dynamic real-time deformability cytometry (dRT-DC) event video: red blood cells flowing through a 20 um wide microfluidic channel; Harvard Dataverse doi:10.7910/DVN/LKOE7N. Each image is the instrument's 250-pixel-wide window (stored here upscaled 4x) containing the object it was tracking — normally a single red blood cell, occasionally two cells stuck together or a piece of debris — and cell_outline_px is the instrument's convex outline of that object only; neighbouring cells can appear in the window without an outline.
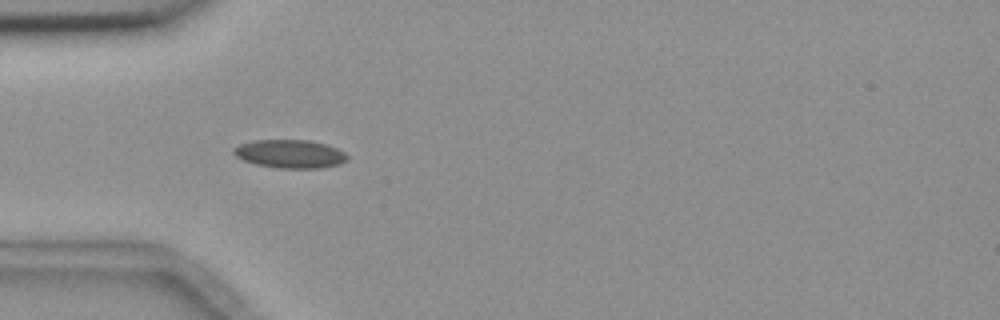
{"species": "common noctule bat (a hibernating species)", "species_latin": "Nyctalus noctula", "temperature_condition": "room temperature", "stored_images_in_passage": 4, "camera_frame_rate_fps": 3000, "um_per_image_px": 0.085, "animal": {"sex": "female", "body_mass_g": 18.4}, "frame": {"image": 1, "passage_image": 4, "time_ms": 4.667, "image_size_px": [1000, 320], "cell_outline_px": [[348, 160], [340, 164], [320, 168], [276, 168], [256, 164], [244, 160], [236, 156], [232, 152], [232, 148], [240, 144], [252, 140], [308, 140], [324, 144], [336, 148], [344, 152], [348, 156]], "centroid_in_image_um": [24.64, 13.08], "position_along_channel_um": 60.4, "area_um2": 18.79}}